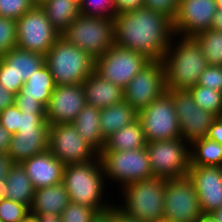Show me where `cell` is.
I'll return each mask as SVG.
<instances>
[{
    "instance_id": "obj_1",
    "label": "cell",
    "mask_w": 222,
    "mask_h": 222,
    "mask_svg": "<svg viewBox=\"0 0 222 222\" xmlns=\"http://www.w3.org/2000/svg\"><path fill=\"white\" fill-rule=\"evenodd\" d=\"M114 42L150 60H162L174 35L172 20L146 6L114 16Z\"/></svg>"
},
{
    "instance_id": "obj_2",
    "label": "cell",
    "mask_w": 222,
    "mask_h": 222,
    "mask_svg": "<svg viewBox=\"0 0 222 222\" xmlns=\"http://www.w3.org/2000/svg\"><path fill=\"white\" fill-rule=\"evenodd\" d=\"M177 39V40H176ZM167 90L189 89L197 85L208 63L193 36L174 33L162 58Z\"/></svg>"
},
{
    "instance_id": "obj_3",
    "label": "cell",
    "mask_w": 222,
    "mask_h": 222,
    "mask_svg": "<svg viewBox=\"0 0 222 222\" xmlns=\"http://www.w3.org/2000/svg\"><path fill=\"white\" fill-rule=\"evenodd\" d=\"M105 181L103 166L98 155L86 163L65 166L62 183L68 192L70 202L88 205L99 212H104L115 205L112 200L105 199L104 192L108 187Z\"/></svg>"
},
{
    "instance_id": "obj_4",
    "label": "cell",
    "mask_w": 222,
    "mask_h": 222,
    "mask_svg": "<svg viewBox=\"0 0 222 222\" xmlns=\"http://www.w3.org/2000/svg\"><path fill=\"white\" fill-rule=\"evenodd\" d=\"M165 185L166 178L156 176L132 182L120 191L123 205L117 203L115 206L125 215L141 222L163 220Z\"/></svg>"
},
{
    "instance_id": "obj_5",
    "label": "cell",
    "mask_w": 222,
    "mask_h": 222,
    "mask_svg": "<svg viewBox=\"0 0 222 222\" xmlns=\"http://www.w3.org/2000/svg\"><path fill=\"white\" fill-rule=\"evenodd\" d=\"M45 64L56 85L82 84L95 71V59L61 36L45 54Z\"/></svg>"
},
{
    "instance_id": "obj_6",
    "label": "cell",
    "mask_w": 222,
    "mask_h": 222,
    "mask_svg": "<svg viewBox=\"0 0 222 222\" xmlns=\"http://www.w3.org/2000/svg\"><path fill=\"white\" fill-rule=\"evenodd\" d=\"M60 36L94 59L115 45L113 19L109 17L80 14Z\"/></svg>"
},
{
    "instance_id": "obj_7",
    "label": "cell",
    "mask_w": 222,
    "mask_h": 222,
    "mask_svg": "<svg viewBox=\"0 0 222 222\" xmlns=\"http://www.w3.org/2000/svg\"><path fill=\"white\" fill-rule=\"evenodd\" d=\"M99 157L105 180L109 184L111 180V184H119L120 190L132 182L154 177L145 147L127 151H101Z\"/></svg>"
},
{
    "instance_id": "obj_8",
    "label": "cell",
    "mask_w": 222,
    "mask_h": 222,
    "mask_svg": "<svg viewBox=\"0 0 222 222\" xmlns=\"http://www.w3.org/2000/svg\"><path fill=\"white\" fill-rule=\"evenodd\" d=\"M153 176L179 178L188 176L190 144L181 137L146 143Z\"/></svg>"
},
{
    "instance_id": "obj_9",
    "label": "cell",
    "mask_w": 222,
    "mask_h": 222,
    "mask_svg": "<svg viewBox=\"0 0 222 222\" xmlns=\"http://www.w3.org/2000/svg\"><path fill=\"white\" fill-rule=\"evenodd\" d=\"M150 61L139 52L114 45L95 59V72L124 89Z\"/></svg>"
},
{
    "instance_id": "obj_10",
    "label": "cell",
    "mask_w": 222,
    "mask_h": 222,
    "mask_svg": "<svg viewBox=\"0 0 222 222\" xmlns=\"http://www.w3.org/2000/svg\"><path fill=\"white\" fill-rule=\"evenodd\" d=\"M146 142L176 139L180 129L171 90H167L138 113Z\"/></svg>"
},
{
    "instance_id": "obj_11",
    "label": "cell",
    "mask_w": 222,
    "mask_h": 222,
    "mask_svg": "<svg viewBox=\"0 0 222 222\" xmlns=\"http://www.w3.org/2000/svg\"><path fill=\"white\" fill-rule=\"evenodd\" d=\"M16 32L18 48L44 56L60 37L41 6H34L16 20Z\"/></svg>"
},
{
    "instance_id": "obj_12",
    "label": "cell",
    "mask_w": 222,
    "mask_h": 222,
    "mask_svg": "<svg viewBox=\"0 0 222 222\" xmlns=\"http://www.w3.org/2000/svg\"><path fill=\"white\" fill-rule=\"evenodd\" d=\"M202 215L198 195L188 176L167 178L164 192V220L195 222Z\"/></svg>"
},
{
    "instance_id": "obj_13",
    "label": "cell",
    "mask_w": 222,
    "mask_h": 222,
    "mask_svg": "<svg viewBox=\"0 0 222 222\" xmlns=\"http://www.w3.org/2000/svg\"><path fill=\"white\" fill-rule=\"evenodd\" d=\"M48 150L65 166L86 163L99 155L72 123L49 125Z\"/></svg>"
},
{
    "instance_id": "obj_14",
    "label": "cell",
    "mask_w": 222,
    "mask_h": 222,
    "mask_svg": "<svg viewBox=\"0 0 222 222\" xmlns=\"http://www.w3.org/2000/svg\"><path fill=\"white\" fill-rule=\"evenodd\" d=\"M171 96L178 118L180 137L189 144L206 137L217 116L197 106L187 89L171 90Z\"/></svg>"
},
{
    "instance_id": "obj_15",
    "label": "cell",
    "mask_w": 222,
    "mask_h": 222,
    "mask_svg": "<svg viewBox=\"0 0 222 222\" xmlns=\"http://www.w3.org/2000/svg\"><path fill=\"white\" fill-rule=\"evenodd\" d=\"M166 91L162 60H151L124 88V100L139 113Z\"/></svg>"
},
{
    "instance_id": "obj_16",
    "label": "cell",
    "mask_w": 222,
    "mask_h": 222,
    "mask_svg": "<svg viewBox=\"0 0 222 222\" xmlns=\"http://www.w3.org/2000/svg\"><path fill=\"white\" fill-rule=\"evenodd\" d=\"M44 64V55L12 48L0 56V83L8 91L18 94L25 81Z\"/></svg>"
},
{
    "instance_id": "obj_17",
    "label": "cell",
    "mask_w": 222,
    "mask_h": 222,
    "mask_svg": "<svg viewBox=\"0 0 222 222\" xmlns=\"http://www.w3.org/2000/svg\"><path fill=\"white\" fill-rule=\"evenodd\" d=\"M216 12L215 0H179L173 31L181 36H195L211 28Z\"/></svg>"
},
{
    "instance_id": "obj_18",
    "label": "cell",
    "mask_w": 222,
    "mask_h": 222,
    "mask_svg": "<svg viewBox=\"0 0 222 222\" xmlns=\"http://www.w3.org/2000/svg\"><path fill=\"white\" fill-rule=\"evenodd\" d=\"M86 105L83 84L56 85L46 111L49 125L72 123Z\"/></svg>"
},
{
    "instance_id": "obj_19",
    "label": "cell",
    "mask_w": 222,
    "mask_h": 222,
    "mask_svg": "<svg viewBox=\"0 0 222 222\" xmlns=\"http://www.w3.org/2000/svg\"><path fill=\"white\" fill-rule=\"evenodd\" d=\"M188 177L194 184L202 214L222 207V167L190 166Z\"/></svg>"
},
{
    "instance_id": "obj_20",
    "label": "cell",
    "mask_w": 222,
    "mask_h": 222,
    "mask_svg": "<svg viewBox=\"0 0 222 222\" xmlns=\"http://www.w3.org/2000/svg\"><path fill=\"white\" fill-rule=\"evenodd\" d=\"M49 123L45 119L38 127L19 129L12 135L7 156L12 163H21L48 150Z\"/></svg>"
},
{
    "instance_id": "obj_21",
    "label": "cell",
    "mask_w": 222,
    "mask_h": 222,
    "mask_svg": "<svg viewBox=\"0 0 222 222\" xmlns=\"http://www.w3.org/2000/svg\"><path fill=\"white\" fill-rule=\"evenodd\" d=\"M20 164L30 178L34 189L62 183L65 165L49 150L34 155Z\"/></svg>"
},
{
    "instance_id": "obj_22",
    "label": "cell",
    "mask_w": 222,
    "mask_h": 222,
    "mask_svg": "<svg viewBox=\"0 0 222 222\" xmlns=\"http://www.w3.org/2000/svg\"><path fill=\"white\" fill-rule=\"evenodd\" d=\"M82 84L87 105L102 109L124 100V89L103 79L95 71Z\"/></svg>"
},
{
    "instance_id": "obj_23",
    "label": "cell",
    "mask_w": 222,
    "mask_h": 222,
    "mask_svg": "<svg viewBox=\"0 0 222 222\" xmlns=\"http://www.w3.org/2000/svg\"><path fill=\"white\" fill-rule=\"evenodd\" d=\"M70 202L69 195L63 183L35 189L30 213L33 215H61Z\"/></svg>"
},
{
    "instance_id": "obj_24",
    "label": "cell",
    "mask_w": 222,
    "mask_h": 222,
    "mask_svg": "<svg viewBox=\"0 0 222 222\" xmlns=\"http://www.w3.org/2000/svg\"><path fill=\"white\" fill-rule=\"evenodd\" d=\"M100 110V108L86 104L72 122L79 135L98 153L103 150L106 140L100 127Z\"/></svg>"
},
{
    "instance_id": "obj_25",
    "label": "cell",
    "mask_w": 222,
    "mask_h": 222,
    "mask_svg": "<svg viewBox=\"0 0 222 222\" xmlns=\"http://www.w3.org/2000/svg\"><path fill=\"white\" fill-rule=\"evenodd\" d=\"M7 188L4 198L27 205H32L35 189L20 163H13L6 176Z\"/></svg>"
},
{
    "instance_id": "obj_26",
    "label": "cell",
    "mask_w": 222,
    "mask_h": 222,
    "mask_svg": "<svg viewBox=\"0 0 222 222\" xmlns=\"http://www.w3.org/2000/svg\"><path fill=\"white\" fill-rule=\"evenodd\" d=\"M138 118V112L125 100L100 110L99 122L103 137L119 131Z\"/></svg>"
},
{
    "instance_id": "obj_27",
    "label": "cell",
    "mask_w": 222,
    "mask_h": 222,
    "mask_svg": "<svg viewBox=\"0 0 222 222\" xmlns=\"http://www.w3.org/2000/svg\"><path fill=\"white\" fill-rule=\"evenodd\" d=\"M143 126L137 118L119 131L111 134L105 140L102 151H127L146 147Z\"/></svg>"
},
{
    "instance_id": "obj_28",
    "label": "cell",
    "mask_w": 222,
    "mask_h": 222,
    "mask_svg": "<svg viewBox=\"0 0 222 222\" xmlns=\"http://www.w3.org/2000/svg\"><path fill=\"white\" fill-rule=\"evenodd\" d=\"M55 87L53 76L47 65L44 64L25 81L20 92L15 96L36 98L46 108Z\"/></svg>"
},
{
    "instance_id": "obj_29",
    "label": "cell",
    "mask_w": 222,
    "mask_h": 222,
    "mask_svg": "<svg viewBox=\"0 0 222 222\" xmlns=\"http://www.w3.org/2000/svg\"><path fill=\"white\" fill-rule=\"evenodd\" d=\"M41 8L60 35L80 15V4L74 0H47Z\"/></svg>"
},
{
    "instance_id": "obj_30",
    "label": "cell",
    "mask_w": 222,
    "mask_h": 222,
    "mask_svg": "<svg viewBox=\"0 0 222 222\" xmlns=\"http://www.w3.org/2000/svg\"><path fill=\"white\" fill-rule=\"evenodd\" d=\"M190 166L222 167V145L203 137L190 144Z\"/></svg>"
},
{
    "instance_id": "obj_31",
    "label": "cell",
    "mask_w": 222,
    "mask_h": 222,
    "mask_svg": "<svg viewBox=\"0 0 222 222\" xmlns=\"http://www.w3.org/2000/svg\"><path fill=\"white\" fill-rule=\"evenodd\" d=\"M193 37L198 41L208 65L222 66V31L210 28Z\"/></svg>"
},
{
    "instance_id": "obj_32",
    "label": "cell",
    "mask_w": 222,
    "mask_h": 222,
    "mask_svg": "<svg viewBox=\"0 0 222 222\" xmlns=\"http://www.w3.org/2000/svg\"><path fill=\"white\" fill-rule=\"evenodd\" d=\"M194 102L201 109L210 111L217 117H222V92L201 85L188 89Z\"/></svg>"
},
{
    "instance_id": "obj_33",
    "label": "cell",
    "mask_w": 222,
    "mask_h": 222,
    "mask_svg": "<svg viewBox=\"0 0 222 222\" xmlns=\"http://www.w3.org/2000/svg\"><path fill=\"white\" fill-rule=\"evenodd\" d=\"M98 214L96 208L69 202L60 217L62 222H92Z\"/></svg>"
},
{
    "instance_id": "obj_34",
    "label": "cell",
    "mask_w": 222,
    "mask_h": 222,
    "mask_svg": "<svg viewBox=\"0 0 222 222\" xmlns=\"http://www.w3.org/2000/svg\"><path fill=\"white\" fill-rule=\"evenodd\" d=\"M80 14L86 16H100L114 19V0H82Z\"/></svg>"
},
{
    "instance_id": "obj_35",
    "label": "cell",
    "mask_w": 222,
    "mask_h": 222,
    "mask_svg": "<svg viewBox=\"0 0 222 222\" xmlns=\"http://www.w3.org/2000/svg\"><path fill=\"white\" fill-rule=\"evenodd\" d=\"M30 212V208L9 199H0V221L1 222H20Z\"/></svg>"
},
{
    "instance_id": "obj_36",
    "label": "cell",
    "mask_w": 222,
    "mask_h": 222,
    "mask_svg": "<svg viewBox=\"0 0 222 222\" xmlns=\"http://www.w3.org/2000/svg\"><path fill=\"white\" fill-rule=\"evenodd\" d=\"M17 47L16 20L0 16V56Z\"/></svg>"
},
{
    "instance_id": "obj_37",
    "label": "cell",
    "mask_w": 222,
    "mask_h": 222,
    "mask_svg": "<svg viewBox=\"0 0 222 222\" xmlns=\"http://www.w3.org/2000/svg\"><path fill=\"white\" fill-rule=\"evenodd\" d=\"M34 6L32 0H0V16L17 20Z\"/></svg>"
},
{
    "instance_id": "obj_38",
    "label": "cell",
    "mask_w": 222,
    "mask_h": 222,
    "mask_svg": "<svg viewBox=\"0 0 222 222\" xmlns=\"http://www.w3.org/2000/svg\"><path fill=\"white\" fill-rule=\"evenodd\" d=\"M197 84L222 92V66L208 65Z\"/></svg>"
},
{
    "instance_id": "obj_39",
    "label": "cell",
    "mask_w": 222,
    "mask_h": 222,
    "mask_svg": "<svg viewBox=\"0 0 222 222\" xmlns=\"http://www.w3.org/2000/svg\"><path fill=\"white\" fill-rule=\"evenodd\" d=\"M0 125L11 134L20 129V110L15 104L0 112Z\"/></svg>"
},
{
    "instance_id": "obj_40",
    "label": "cell",
    "mask_w": 222,
    "mask_h": 222,
    "mask_svg": "<svg viewBox=\"0 0 222 222\" xmlns=\"http://www.w3.org/2000/svg\"><path fill=\"white\" fill-rule=\"evenodd\" d=\"M144 5L156 12H160L172 21L176 15L179 0H144Z\"/></svg>"
},
{
    "instance_id": "obj_41",
    "label": "cell",
    "mask_w": 222,
    "mask_h": 222,
    "mask_svg": "<svg viewBox=\"0 0 222 222\" xmlns=\"http://www.w3.org/2000/svg\"><path fill=\"white\" fill-rule=\"evenodd\" d=\"M15 105L21 113L46 115L45 107L36 98L15 96Z\"/></svg>"
},
{
    "instance_id": "obj_42",
    "label": "cell",
    "mask_w": 222,
    "mask_h": 222,
    "mask_svg": "<svg viewBox=\"0 0 222 222\" xmlns=\"http://www.w3.org/2000/svg\"><path fill=\"white\" fill-rule=\"evenodd\" d=\"M144 0H114L115 14L137 10L144 7Z\"/></svg>"
},
{
    "instance_id": "obj_43",
    "label": "cell",
    "mask_w": 222,
    "mask_h": 222,
    "mask_svg": "<svg viewBox=\"0 0 222 222\" xmlns=\"http://www.w3.org/2000/svg\"><path fill=\"white\" fill-rule=\"evenodd\" d=\"M12 164L6 154H0V199L4 198V190L7 188L6 176Z\"/></svg>"
},
{
    "instance_id": "obj_44",
    "label": "cell",
    "mask_w": 222,
    "mask_h": 222,
    "mask_svg": "<svg viewBox=\"0 0 222 222\" xmlns=\"http://www.w3.org/2000/svg\"><path fill=\"white\" fill-rule=\"evenodd\" d=\"M45 119L46 115L21 113L20 111V129L38 127Z\"/></svg>"
},
{
    "instance_id": "obj_45",
    "label": "cell",
    "mask_w": 222,
    "mask_h": 222,
    "mask_svg": "<svg viewBox=\"0 0 222 222\" xmlns=\"http://www.w3.org/2000/svg\"><path fill=\"white\" fill-rule=\"evenodd\" d=\"M206 137L222 145V117H217L213 121Z\"/></svg>"
},
{
    "instance_id": "obj_46",
    "label": "cell",
    "mask_w": 222,
    "mask_h": 222,
    "mask_svg": "<svg viewBox=\"0 0 222 222\" xmlns=\"http://www.w3.org/2000/svg\"><path fill=\"white\" fill-rule=\"evenodd\" d=\"M15 95L0 83V112L15 104Z\"/></svg>"
},
{
    "instance_id": "obj_47",
    "label": "cell",
    "mask_w": 222,
    "mask_h": 222,
    "mask_svg": "<svg viewBox=\"0 0 222 222\" xmlns=\"http://www.w3.org/2000/svg\"><path fill=\"white\" fill-rule=\"evenodd\" d=\"M12 135L13 134L0 125V154L7 155Z\"/></svg>"
},
{
    "instance_id": "obj_48",
    "label": "cell",
    "mask_w": 222,
    "mask_h": 222,
    "mask_svg": "<svg viewBox=\"0 0 222 222\" xmlns=\"http://www.w3.org/2000/svg\"><path fill=\"white\" fill-rule=\"evenodd\" d=\"M92 222H116V206L99 214L94 218Z\"/></svg>"
},
{
    "instance_id": "obj_49",
    "label": "cell",
    "mask_w": 222,
    "mask_h": 222,
    "mask_svg": "<svg viewBox=\"0 0 222 222\" xmlns=\"http://www.w3.org/2000/svg\"><path fill=\"white\" fill-rule=\"evenodd\" d=\"M211 28L217 31H222V10H217L215 13Z\"/></svg>"
},
{
    "instance_id": "obj_50",
    "label": "cell",
    "mask_w": 222,
    "mask_h": 222,
    "mask_svg": "<svg viewBox=\"0 0 222 222\" xmlns=\"http://www.w3.org/2000/svg\"><path fill=\"white\" fill-rule=\"evenodd\" d=\"M39 222H62L61 217L56 214L37 215Z\"/></svg>"
},
{
    "instance_id": "obj_51",
    "label": "cell",
    "mask_w": 222,
    "mask_h": 222,
    "mask_svg": "<svg viewBox=\"0 0 222 222\" xmlns=\"http://www.w3.org/2000/svg\"><path fill=\"white\" fill-rule=\"evenodd\" d=\"M116 222H141V221L125 215L116 207Z\"/></svg>"
},
{
    "instance_id": "obj_52",
    "label": "cell",
    "mask_w": 222,
    "mask_h": 222,
    "mask_svg": "<svg viewBox=\"0 0 222 222\" xmlns=\"http://www.w3.org/2000/svg\"><path fill=\"white\" fill-rule=\"evenodd\" d=\"M210 216L213 218L214 222H222V207L212 211Z\"/></svg>"
},
{
    "instance_id": "obj_53",
    "label": "cell",
    "mask_w": 222,
    "mask_h": 222,
    "mask_svg": "<svg viewBox=\"0 0 222 222\" xmlns=\"http://www.w3.org/2000/svg\"><path fill=\"white\" fill-rule=\"evenodd\" d=\"M20 222H39V220H38V216L33 215L32 213L29 212L27 216Z\"/></svg>"
},
{
    "instance_id": "obj_54",
    "label": "cell",
    "mask_w": 222,
    "mask_h": 222,
    "mask_svg": "<svg viewBox=\"0 0 222 222\" xmlns=\"http://www.w3.org/2000/svg\"><path fill=\"white\" fill-rule=\"evenodd\" d=\"M195 222H214L210 214H202Z\"/></svg>"
},
{
    "instance_id": "obj_55",
    "label": "cell",
    "mask_w": 222,
    "mask_h": 222,
    "mask_svg": "<svg viewBox=\"0 0 222 222\" xmlns=\"http://www.w3.org/2000/svg\"><path fill=\"white\" fill-rule=\"evenodd\" d=\"M35 6H41L44 4L47 0H32Z\"/></svg>"
},
{
    "instance_id": "obj_56",
    "label": "cell",
    "mask_w": 222,
    "mask_h": 222,
    "mask_svg": "<svg viewBox=\"0 0 222 222\" xmlns=\"http://www.w3.org/2000/svg\"><path fill=\"white\" fill-rule=\"evenodd\" d=\"M215 1H216L217 10H222V0H215Z\"/></svg>"
},
{
    "instance_id": "obj_57",
    "label": "cell",
    "mask_w": 222,
    "mask_h": 222,
    "mask_svg": "<svg viewBox=\"0 0 222 222\" xmlns=\"http://www.w3.org/2000/svg\"><path fill=\"white\" fill-rule=\"evenodd\" d=\"M156 222H170V221H166V220H160V221H156Z\"/></svg>"
},
{
    "instance_id": "obj_58",
    "label": "cell",
    "mask_w": 222,
    "mask_h": 222,
    "mask_svg": "<svg viewBox=\"0 0 222 222\" xmlns=\"http://www.w3.org/2000/svg\"><path fill=\"white\" fill-rule=\"evenodd\" d=\"M74 1H76V2H78L80 4L82 0H74Z\"/></svg>"
}]
</instances>
